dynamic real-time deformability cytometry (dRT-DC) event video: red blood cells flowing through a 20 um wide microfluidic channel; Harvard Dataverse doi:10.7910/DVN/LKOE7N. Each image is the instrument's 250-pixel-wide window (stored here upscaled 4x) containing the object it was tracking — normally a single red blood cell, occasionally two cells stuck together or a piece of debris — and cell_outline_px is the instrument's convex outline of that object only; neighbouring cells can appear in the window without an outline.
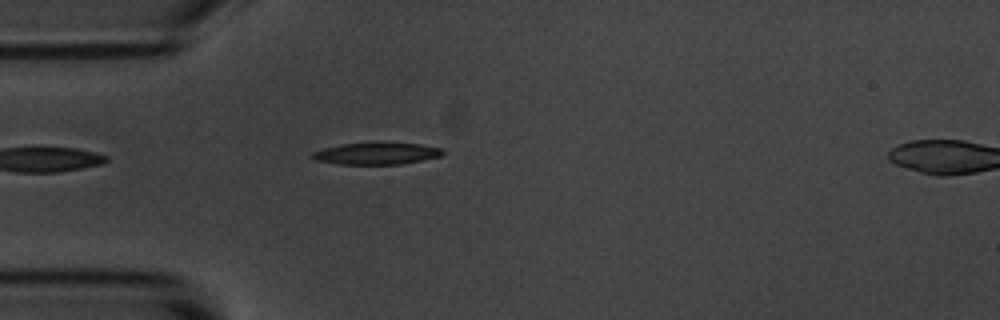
{"species": "common noctule bat (a hibernating species)", "species_latin": "Nyctalus noctula", "temperature_condition": "room temperature", "stored_images_in_passage": 40, "camera_frame_rate_fps": 3000, "um_per_image_px": 0.085, "animal": {"sex": "male", "body_mass_g": 20.1, "forearm_length_mm": 53.5}, "frame": {"image": 1, "passage_image": 1, "time_ms": 0.0, "image_size_px": [1000, 320], "cell_outline_px": [[444, 152], [440, 156], [400, 164], [340, 164], [316, 160], [308, 156], [312, 152], [324, 148], [340, 144], [380, 140], [420, 144], [440, 148]], "centroid_in_image_um": [31.96, 13.0], "position_along_channel_um": 53.0, "area_um2": 17.17}}
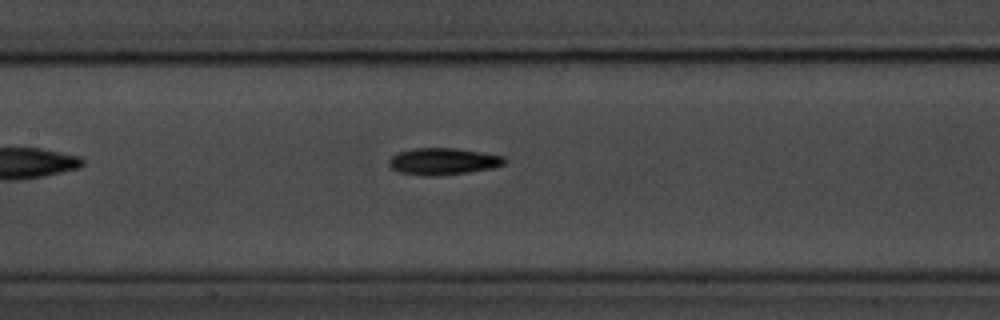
{"frame": {"image": 2, "passage_image": 11, "time_ms": 3.333, "image_size_px": [1000, 320], "cell_outline_px": [[504, 164], [492, 168], [468, 172], [432, 176], [424, 176], [400, 172], [392, 168], [388, 164], [388, 160], [396, 152], [412, 148], [456, 148], [504, 156]], "centroid_in_image_um": [37.61, 13.71], "position_along_channel_um": 169.8, "area_um2": 17.98}}
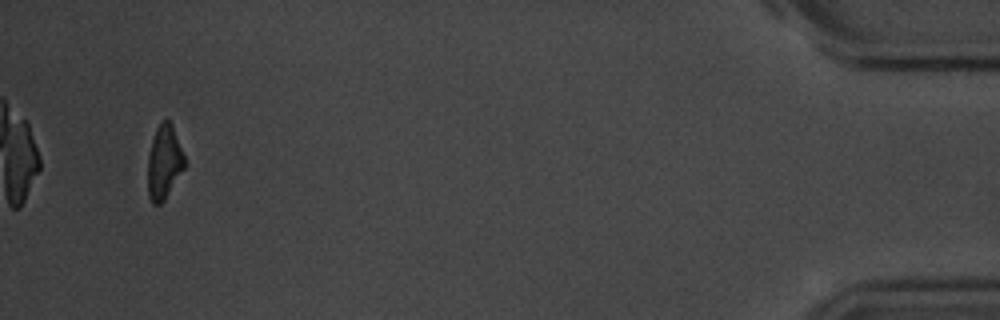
{"frame": {"image": 3, "passage_image": 38, "time_ms": 12.333, "image_size_px": [1000, 320], "cell_outline_px": [[184, 168], [164, 200], [160, 204], [152, 204], [148, 196], [148, 156], [152, 140], [156, 128], [160, 120], [168, 120], [172, 124], [184, 156]], "centroid_in_image_um": [13.93, 13.78], "position_along_channel_um": 421.3, "area_um2": 15.66}, "authors_computed_cell_mechanics": {"area_um2": 17.1955, "velocity_mm_per_s": 3.6887, "shape_relaxation_time_tau1_ms": 2.6776, "shape_relaxation_time_tau2_ms": 7.8945, "deformation_change_tau1": 0.1603, "deformation_change_tau2": 0.1859}}